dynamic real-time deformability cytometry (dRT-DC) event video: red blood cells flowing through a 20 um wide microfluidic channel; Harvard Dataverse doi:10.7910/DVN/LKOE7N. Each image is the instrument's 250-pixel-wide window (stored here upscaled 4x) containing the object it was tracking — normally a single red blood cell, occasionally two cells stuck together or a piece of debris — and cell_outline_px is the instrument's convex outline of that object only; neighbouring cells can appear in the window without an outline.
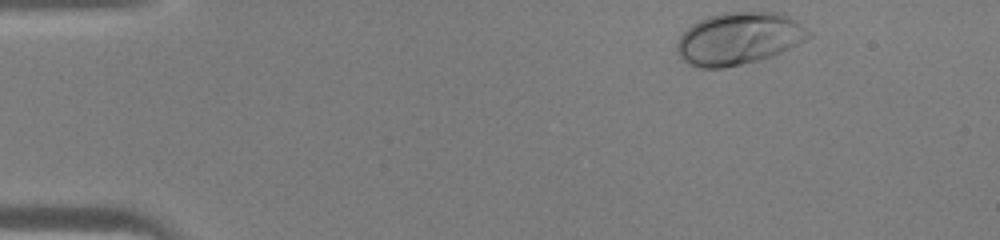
{"species": "human", "species_latin": "Homo sapiens", "temperature_condition": "warm", "stored_images_in_passage": 35, "camera_frame_rate_fps": 3000, "um_per_image_px": 0.085, "donor": {"sex": "male"}, "frame": {"image": 1, "passage_image": 1, "time_ms": 0.0, "image_size_px": [1000, 240], "cell_outline_px": [[812, 36], [772, 56], [724, 68], [700, 68], [688, 64], [676, 52], [676, 44], [680, 36], [692, 24], [708, 16], [720, 12], [784, 12], [796, 20], [812, 32]], "centroid_in_image_um": [62.8, 3.26], "position_along_channel_um": 22.2, "area_um2": 40.11}}
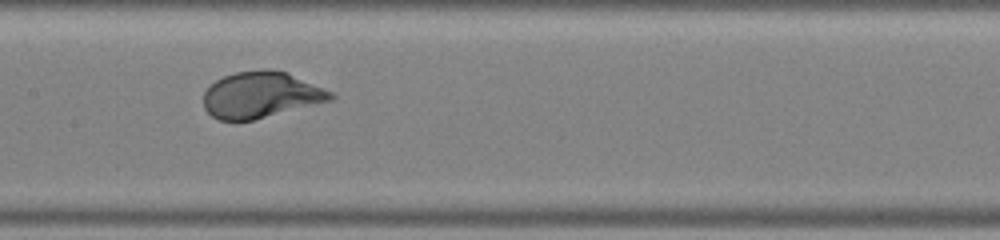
{"frame": {"image": 2, "passage_image": 18, "time_ms": 5.667, "image_size_px": [1000, 240], "cell_outline_px": [[336, 96], [332, 100], [252, 120], [220, 120], [212, 116], [204, 108], [204, 92], [216, 80], [224, 76], [236, 72], [288, 72], [332, 92]], "centroid_in_image_um": [22.18, 8.09], "position_along_channel_um": 185.2, "area_um2": 33.23}}
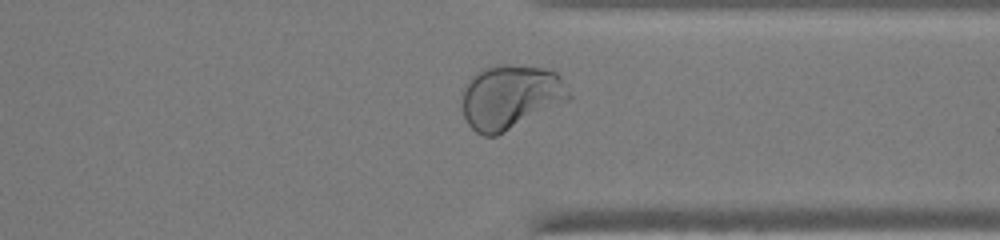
{"frame": {"image": 3, "passage_image": 30, "time_ms": 9.667, "image_size_px": [1000, 240], "cell_outline_px": [[572, 96], [568, 100], [496, 136], [484, 136], [476, 132], [468, 124], [464, 116], [460, 104], [460, 92], [468, 80], [476, 72], [484, 68], [500, 64], [508, 64], [544, 68], [556, 72], [560, 76]], "centroid_in_image_um": [43.33, 8.22], "position_along_channel_um": 368.1, "area_um2": 40.23}}